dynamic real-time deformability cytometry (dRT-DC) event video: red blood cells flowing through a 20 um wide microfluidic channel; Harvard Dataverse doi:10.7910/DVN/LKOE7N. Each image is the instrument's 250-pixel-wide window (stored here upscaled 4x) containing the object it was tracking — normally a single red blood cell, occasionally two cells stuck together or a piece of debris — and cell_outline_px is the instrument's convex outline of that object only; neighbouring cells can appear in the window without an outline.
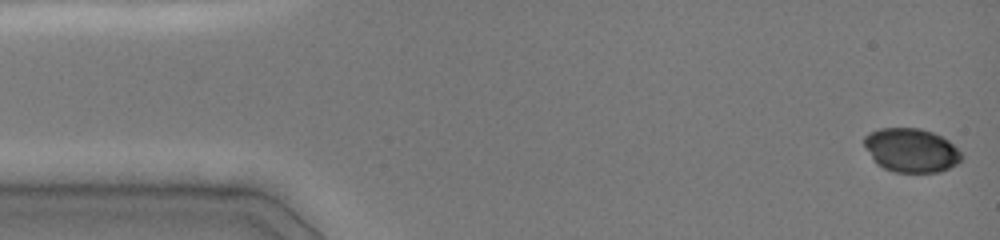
{"species": "common noctule bat (a hibernating species)", "species_latin": "Nyctalus noctula", "temperature_condition": "cold", "stored_images_in_passage": 47, "camera_frame_rate_fps": 3000, "um_per_image_px": 0.085, "animal": {"sex": "female", "body_mass_g": 19.0, "forearm_length_mm": 51.5}, "frame": {"image": 1, "passage_image": 1, "time_ms": 0.0, "image_size_px": [1000, 240], "cell_outline_px": [[964, 156], [956, 164], [940, 172], [896, 172], [884, 168], [876, 164], [864, 144], [864, 136], [868, 132], [880, 128], [920, 128], [932, 132], [948, 140]], "centroid_in_image_um": [77.44, 12.77], "position_along_channel_um": 7.6, "area_um2": 24.8}}
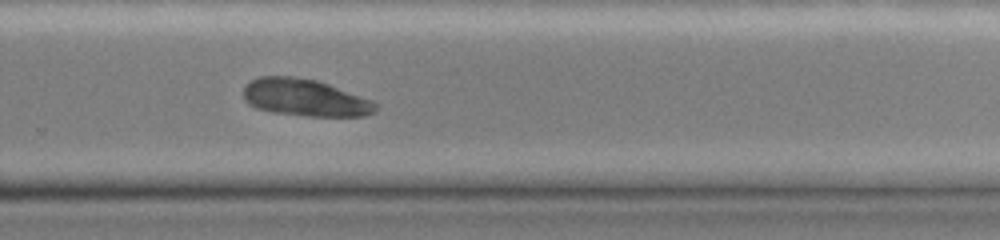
{"frame": {"image": 2, "passage_image": 32, "time_ms": 10.333, "image_size_px": [1000, 240], "cell_outline_px": [[380, 108], [376, 112], [364, 116], [308, 116], [272, 112], [256, 108], [248, 104], [244, 100], [244, 84], [260, 76], [292, 76], [316, 80], [328, 84], [372, 100], [380, 104]], "centroid_in_image_um": [25.94, 8.31], "position_along_channel_um": 303.9, "area_um2": 28.84}}
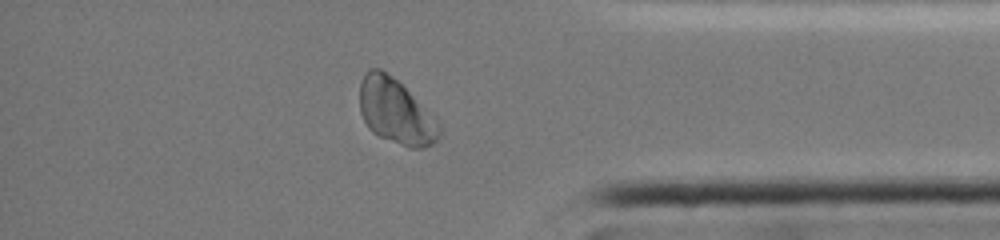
{"frame": {"image": 3, "passage_image": 40, "time_ms": 13.0, "image_size_px": [1000, 240], "cell_outline_px": [[440, 136], [432, 144], [424, 148], [408, 148], [380, 136], [372, 132], [368, 128], [360, 112], [360, 80], [368, 68], [380, 68], [392, 76], [440, 120]], "centroid_in_image_um": [33.65, 9.48], "position_along_channel_um": 401.5, "area_um2": 30.4}, "authors_computed_cell_mechanics": {"area_um2": 29.1312, "velocity_mm_per_s": 4.0049, "shape_relaxation_time_tau1_ms": 2.9317, "shape_relaxation_time_tau2_ms": null, "deformation_change_tau1": 0.021, "deformation_change_tau2": null}}